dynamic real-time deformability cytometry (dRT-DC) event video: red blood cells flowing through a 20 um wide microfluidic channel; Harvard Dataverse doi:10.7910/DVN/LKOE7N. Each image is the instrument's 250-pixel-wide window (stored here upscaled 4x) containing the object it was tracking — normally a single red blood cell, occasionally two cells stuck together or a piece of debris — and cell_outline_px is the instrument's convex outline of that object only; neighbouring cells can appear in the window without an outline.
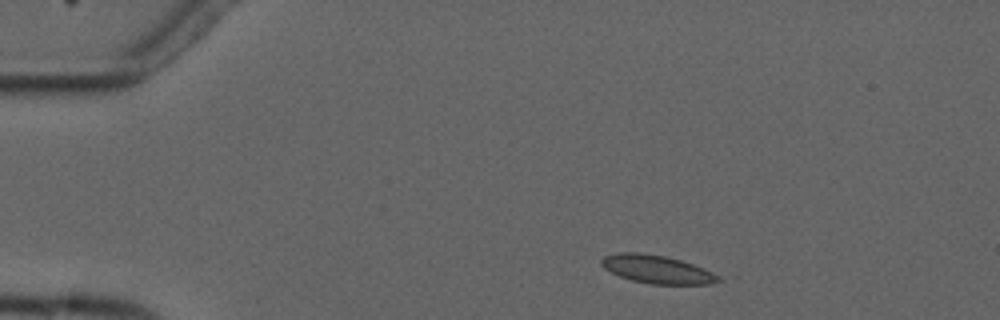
{"species": "common noctule bat (a hibernating species)", "species_latin": "Nyctalus noctula", "temperature_condition": "cold", "stored_images_in_passage": 3, "camera_frame_rate_fps": 3000, "um_per_image_px": 0.085, "animal": {"sex": "male", "forearm_length_mm": 52.5}, "frame": {"image": 1, "passage_image": 2, "time_ms": 1.0, "image_size_px": [1000, 320], "cell_outline_px": [[720, 280], [708, 284], [652, 284], [632, 280], [620, 276], [604, 268], [600, 264], [600, 260], [604, 256], [620, 252], [640, 252], [664, 256], [680, 260], [704, 268], [720, 276]], "centroid_in_image_um": [55.81, 22.88], "position_along_channel_um": 29.2, "area_um2": 19.02}}